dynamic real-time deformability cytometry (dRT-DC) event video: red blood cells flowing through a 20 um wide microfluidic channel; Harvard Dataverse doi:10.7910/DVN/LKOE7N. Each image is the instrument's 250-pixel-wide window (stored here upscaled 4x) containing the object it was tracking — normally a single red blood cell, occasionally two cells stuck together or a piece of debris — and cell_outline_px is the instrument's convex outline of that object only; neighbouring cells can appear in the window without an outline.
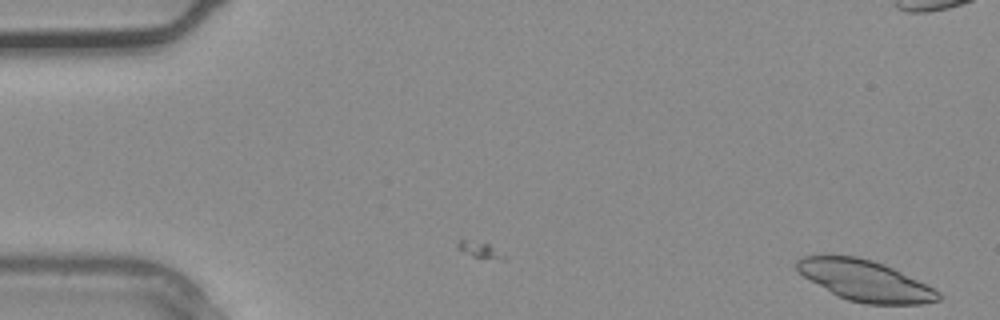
{"species": "common noctule bat (a hibernating species)", "species_latin": "Nyctalus noctula", "temperature_condition": "warm", "stored_images_in_passage": 5, "camera_frame_rate_fps": 3000, "um_per_image_px": 0.085, "animal": {"sex": "male", "body_mass_g": 20.4}, "frame": {"image": 1, "passage_image": 1, "time_ms": 0.0, "image_size_px": [1000, 320], "cell_outline_px": [[940, 300], [924, 304], [864, 304], [848, 300], [836, 296], [804, 276], [796, 268], [796, 260], [804, 256], [856, 256], [872, 260], [884, 264], [940, 292]], "centroid_in_image_um": [73.52, 23.87], "position_along_channel_um": 11.5, "area_um2": 33.18}}
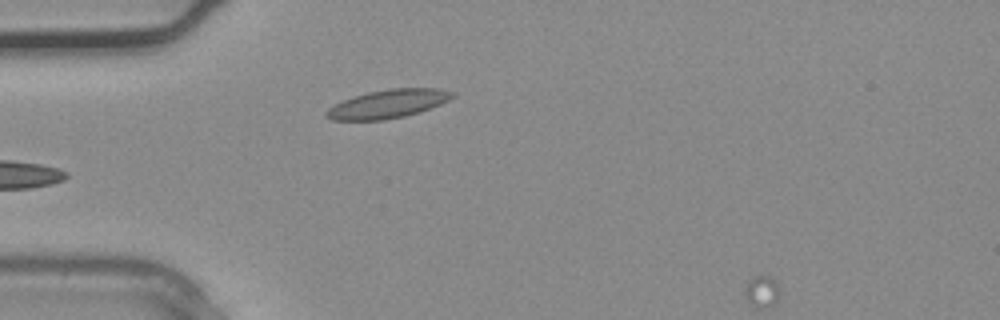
{"frame": {"image": 2, "passage_image": 4, "time_ms": 1.0, "image_size_px": [1000, 320], "cell_outline_px": [[456, 96], [440, 104], [420, 112], [404, 116], [384, 120], [332, 120], [324, 116], [324, 112], [328, 108], [352, 96], [368, 92], [392, 88], [440, 88], [456, 92]], "centroid_in_image_um": [32.99, 8.82], "position_along_channel_um": 52.0, "area_um2": 21.04}}